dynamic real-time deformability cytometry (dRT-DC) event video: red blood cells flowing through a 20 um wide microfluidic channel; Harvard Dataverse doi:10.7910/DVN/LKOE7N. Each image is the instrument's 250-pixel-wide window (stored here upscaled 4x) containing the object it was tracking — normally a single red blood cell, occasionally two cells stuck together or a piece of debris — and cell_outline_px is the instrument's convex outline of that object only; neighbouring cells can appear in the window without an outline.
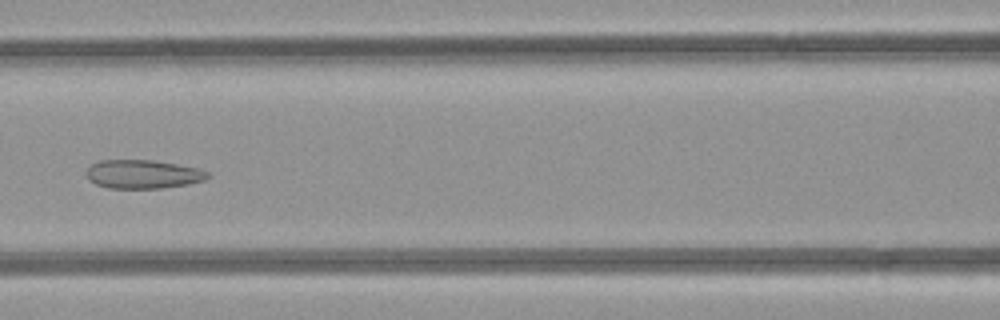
{"species": "common noctule bat (a hibernating species)", "species_latin": "Nyctalus noctula", "temperature_condition": "room temperature", "stored_images_in_passage": 5, "camera_frame_rate_fps": 3000, "um_per_image_px": 0.085, "animal": {"sex": "female", "body_mass_g": 21.9}, "frame": {"image": 1, "passage_image": 5, "time_ms": 5.333, "image_size_px": [1000, 320], "cell_outline_px": [[212, 176], [204, 180], [188, 184], [160, 188], [108, 188], [96, 184], [88, 180], [84, 172], [92, 164], [100, 160], [152, 160], [176, 164], [196, 168], [208, 172]], "centroid_in_image_um": [12.12, 14.81], "position_along_channel_um": 154.5, "area_um2": 20.29}}